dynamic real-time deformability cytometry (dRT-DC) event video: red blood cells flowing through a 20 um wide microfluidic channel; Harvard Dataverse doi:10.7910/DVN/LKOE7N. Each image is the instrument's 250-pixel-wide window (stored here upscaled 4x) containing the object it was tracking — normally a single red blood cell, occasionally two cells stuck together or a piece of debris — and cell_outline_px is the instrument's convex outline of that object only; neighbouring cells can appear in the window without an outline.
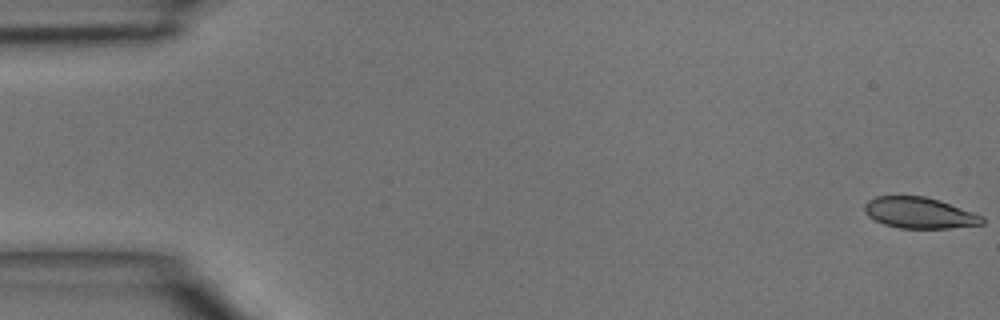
{"species": "common noctule bat (a hibernating species)", "species_latin": "Nyctalus noctula", "temperature_condition": "room temperature", "stored_images_in_passage": 4, "camera_frame_rate_fps": 3000, "um_per_image_px": 0.085, "animal": {"sex": "male", "body_mass_g": 15.6}, "frame": {"image": 1, "passage_image": 1, "time_ms": 0.0, "image_size_px": [1000, 320], "cell_outline_px": [[984, 224], [948, 228], [900, 228], [884, 224], [868, 216], [864, 212], [864, 204], [868, 200], [876, 196], [924, 196], [940, 200], [984, 216]], "centroid_in_image_um": [78.15, 18.09], "position_along_channel_um": 6.8, "area_um2": 21.33}}
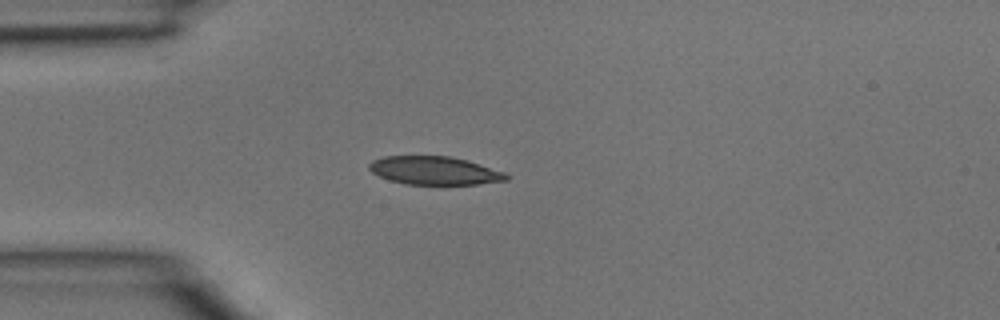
{"frame": {"image": 2, "passage_image": 4, "time_ms": 1.0, "image_size_px": [1000, 320], "cell_outline_px": [[508, 180], [476, 184], [404, 184], [388, 180], [372, 172], [368, 168], [368, 164], [372, 160], [384, 156], [448, 156], [468, 160], [504, 172], [508, 176]], "centroid_in_image_um": [36.9, 14.49], "position_along_channel_um": 48.1, "area_um2": 22.54}}